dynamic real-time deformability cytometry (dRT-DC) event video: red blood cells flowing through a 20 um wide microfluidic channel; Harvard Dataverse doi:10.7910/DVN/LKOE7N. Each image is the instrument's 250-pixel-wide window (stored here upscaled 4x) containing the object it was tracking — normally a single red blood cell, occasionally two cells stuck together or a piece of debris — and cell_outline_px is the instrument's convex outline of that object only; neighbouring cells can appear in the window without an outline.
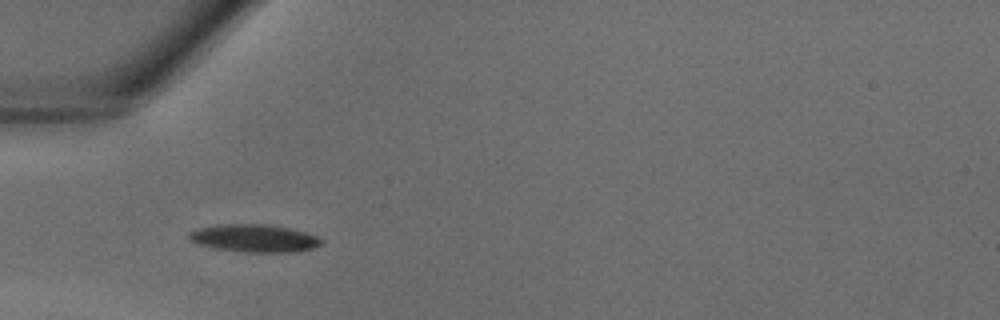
{"species": "common noctule bat (a hibernating species)", "species_latin": "Nyctalus noctula", "temperature_condition": "warm", "stored_images_in_passage": 28, "camera_frame_rate_fps": 3000, "um_per_image_px": 0.085, "animal": {"sex": "male", "body_mass_g": 18.8}, "frame": {"image": 1, "passage_image": 1, "time_ms": 0.0, "image_size_px": [1000, 320], "cell_outline_px": [[324, 244], [312, 248], [296, 252], [244, 252], [212, 248], [196, 244], [188, 236], [188, 232], [196, 228], [220, 224], [268, 224], [292, 228], [308, 232], [324, 240]], "centroid_in_image_um": [21.63, 20.24], "position_along_channel_um": 63.4, "area_um2": 21.79}}
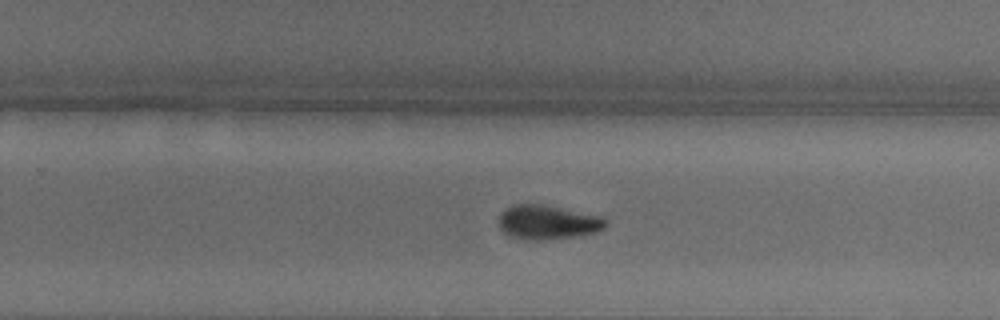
{"frame": {"image": 2, "passage_image": 14, "time_ms": 4.333, "image_size_px": [1000, 320], "cell_outline_px": [[608, 224], [604, 228], [596, 232], [580, 236], [536, 240], [512, 236], [504, 232], [500, 228], [500, 216], [512, 204], [544, 204], [600, 216], [608, 220]], "centroid_in_image_um": [46.62, 18.88], "position_along_channel_um": 283.2, "area_um2": 21.04}}
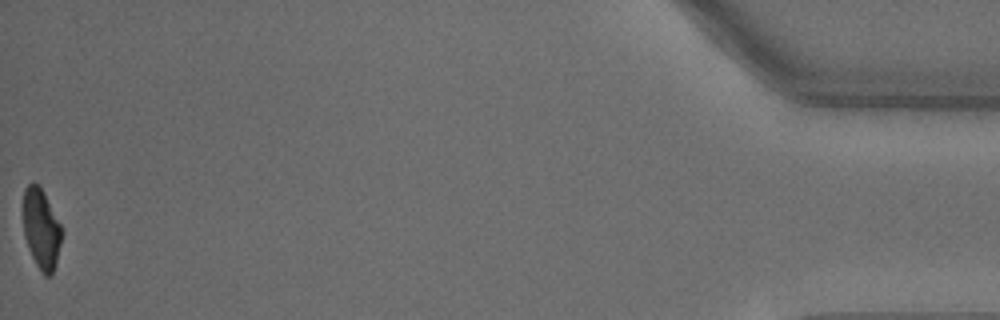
{"frame": {"image": 3, "passage_image": 28, "time_ms": 9.0, "image_size_px": [1000, 320], "cell_outline_px": [[64, 232], [52, 276], [44, 276], [40, 272], [32, 256], [24, 236], [24, 188], [28, 184], [40, 184], [64, 228]], "centroid_in_image_um": [3.55, 19.46], "position_along_channel_um": 431.6, "area_um2": 18.32}}